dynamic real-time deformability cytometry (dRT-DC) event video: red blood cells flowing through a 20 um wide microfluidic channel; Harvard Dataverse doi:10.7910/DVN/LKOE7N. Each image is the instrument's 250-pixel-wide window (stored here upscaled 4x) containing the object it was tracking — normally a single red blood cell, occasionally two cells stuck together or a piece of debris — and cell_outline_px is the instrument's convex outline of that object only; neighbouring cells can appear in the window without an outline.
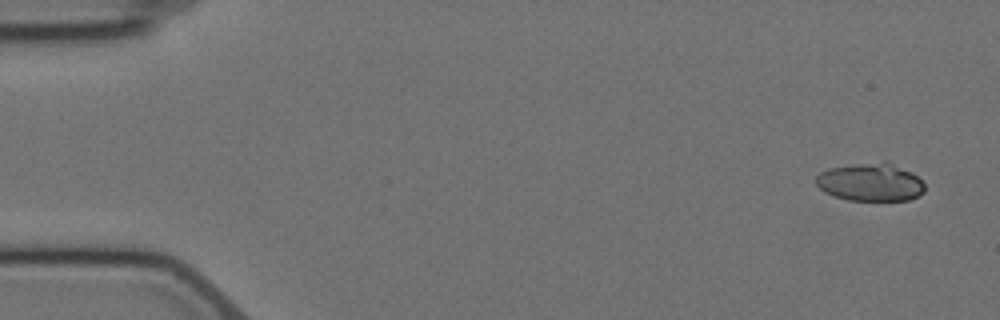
{"species": "Egyptian fruit bat (a non-hibernating species)", "species_latin": "Rousettus aegyptiacus", "temperature_condition": "cold", "stored_images_in_passage": 5, "camera_frame_rate_fps": 3000, "um_per_image_px": 0.085, "animal": {"sex": "female"}, "frame": {"image": 1, "passage_image": 1, "time_ms": 0.0, "image_size_px": [1000, 320], "cell_outline_px": [[924, 192], [920, 196], [908, 200], [848, 200], [824, 192], [812, 180], [820, 172], [828, 168], [884, 160], [888, 160], [912, 172], [924, 184]], "centroid_in_image_um": [73.99, 15.47], "position_along_channel_um": 11.0, "area_um2": 24.39}}
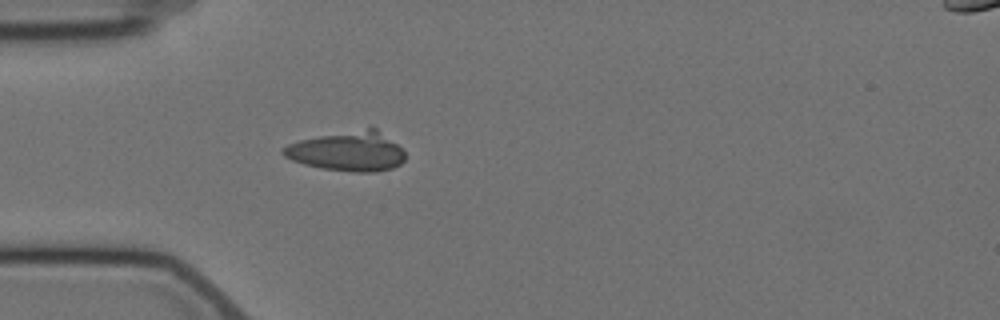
{"frame": {"image": 2, "passage_image": 5, "time_ms": 4.667, "image_size_px": [1000, 320], "cell_outline_px": [[404, 160], [400, 164], [392, 168], [376, 172], [352, 172], [320, 168], [304, 164], [292, 160], [284, 156], [280, 152], [280, 148], [288, 144], [300, 140], [320, 136], [368, 128], [376, 128], [404, 148]], "centroid_in_image_um": [29.56, 12.88], "position_along_channel_um": 55.4, "area_um2": 28.09}}